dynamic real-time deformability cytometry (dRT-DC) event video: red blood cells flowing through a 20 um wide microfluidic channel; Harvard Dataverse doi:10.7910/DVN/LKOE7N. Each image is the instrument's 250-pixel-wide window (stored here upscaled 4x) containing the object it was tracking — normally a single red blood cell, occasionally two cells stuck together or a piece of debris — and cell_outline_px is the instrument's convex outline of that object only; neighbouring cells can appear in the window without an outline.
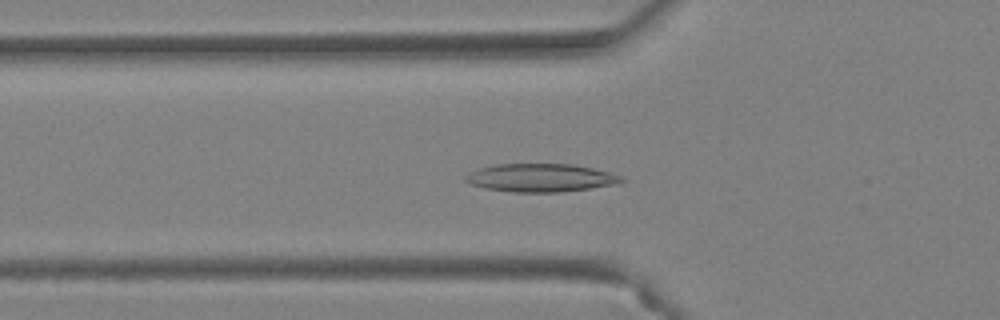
{"species": "Egyptian fruit bat (a non-hibernating species)", "species_latin": "Rousettus aegyptiacus", "temperature_condition": "warm", "stored_images_in_passage": 47, "camera_frame_rate_fps": 3000, "um_per_image_px": 0.085, "animal": {"sex": "female"}, "frame": {"image": 1, "passage_image": 16, "time_ms": 5.0, "image_size_px": [1000, 320], "cell_outline_px": [[624, 180], [620, 184], [560, 192], [512, 192], [484, 188], [468, 184], [464, 180], [464, 176], [468, 172], [480, 168], [496, 164], [572, 164], [592, 168], [608, 172], [620, 176]], "centroid_in_image_um": [45.91, 15.11], "position_along_channel_um": 79.9, "area_um2": 25.66}}
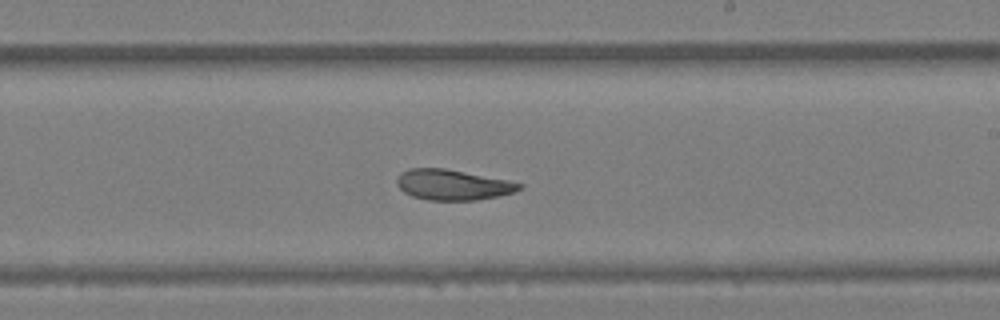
{"frame": {"image": 2, "passage_image": 28, "time_ms": 9.0, "image_size_px": [1000, 320], "cell_outline_px": [[524, 188], [512, 192], [496, 196], [476, 200], [428, 200], [412, 196], [404, 192], [396, 184], [396, 180], [400, 172], [408, 168], [444, 168], [508, 180], [524, 184]], "centroid_in_image_um": [38.46, 15.7], "position_along_channel_um": 250.5, "area_um2": 21.73}}
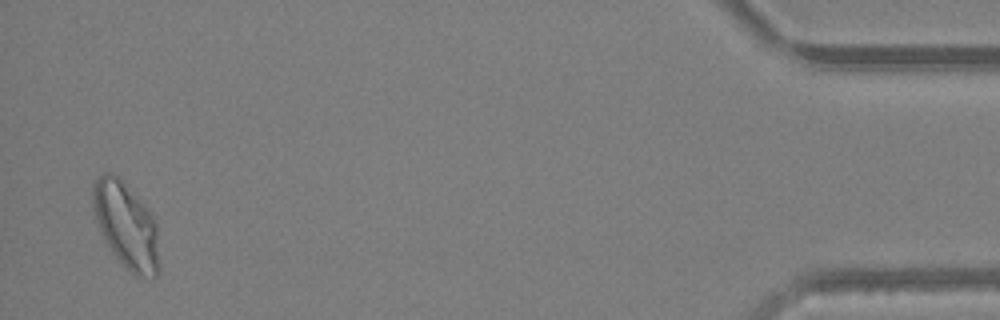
{"frame": {"image": 3, "passage_image": 46, "time_ms": 15.0, "image_size_px": [1000, 320], "cell_outline_px": [[160, 272], [156, 276], [136, 276], [112, 252], [96, 220], [92, 208], [92, 188], [96, 180], [104, 172], [112, 172], [120, 176], [152, 212], [156, 220], [160, 264]], "centroid_in_image_um": [10.76, 19.1], "position_along_channel_um": 424.4, "area_um2": 33.47}, "authors_computed_cell_mechanics": {"area_um2": 25.6054, "velocity_mm_per_s": 4.2735, "shape_relaxation_time_tau1_ms": null, "shape_relaxation_time_tau2_ms": 2.892, "deformation_change_tau1": null, "deformation_change_tau2": 0.0921}}